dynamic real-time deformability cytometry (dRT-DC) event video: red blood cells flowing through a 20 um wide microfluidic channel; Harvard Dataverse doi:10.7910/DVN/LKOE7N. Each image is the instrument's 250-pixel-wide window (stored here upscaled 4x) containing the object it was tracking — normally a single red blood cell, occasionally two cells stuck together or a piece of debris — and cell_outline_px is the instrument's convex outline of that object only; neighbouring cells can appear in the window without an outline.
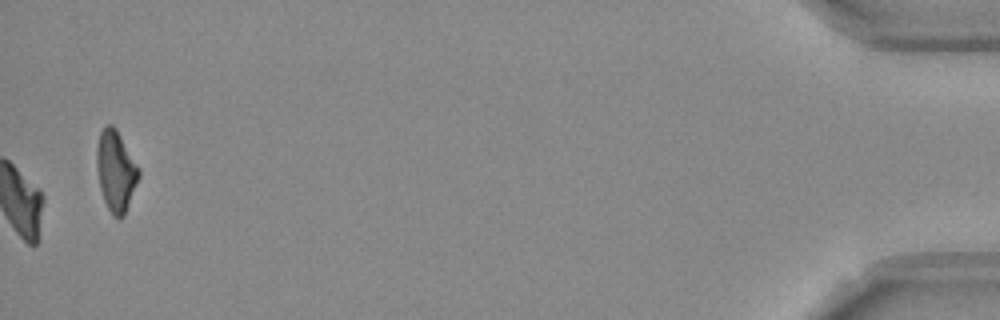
{"species": "Egyptian fruit bat (a non-hibernating species)", "species_latin": "Rousettus aegyptiacus", "temperature_condition": "room temperature", "stored_images_in_passage": 49, "camera_frame_rate_fps": 3000, "um_per_image_px": 0.085, "frame": {"image": 1, "passage_image": 49, "time_ms": 16.0, "image_size_px": [1000, 320], "cell_outline_px": [[140, 176], [124, 216], [120, 220], [112, 216], [104, 200], [100, 188], [96, 168], [96, 148], [100, 132], [108, 124], [112, 124], [116, 128], [140, 168]], "centroid_in_image_um": [9.85, 14.55], "position_along_channel_um": 425.4, "area_um2": 20.0}, "authors_computed_cell_mechanics": {"area_um2": 20.8658, "velocity_mm_per_s": 3.7506, "shape_relaxation_time_tau1_ms": 4.8861, "shape_relaxation_time_tau2_ms": 3.9379, "deformation_change_tau1": 0.1771, "deformation_change_tau2": 0.0855}}